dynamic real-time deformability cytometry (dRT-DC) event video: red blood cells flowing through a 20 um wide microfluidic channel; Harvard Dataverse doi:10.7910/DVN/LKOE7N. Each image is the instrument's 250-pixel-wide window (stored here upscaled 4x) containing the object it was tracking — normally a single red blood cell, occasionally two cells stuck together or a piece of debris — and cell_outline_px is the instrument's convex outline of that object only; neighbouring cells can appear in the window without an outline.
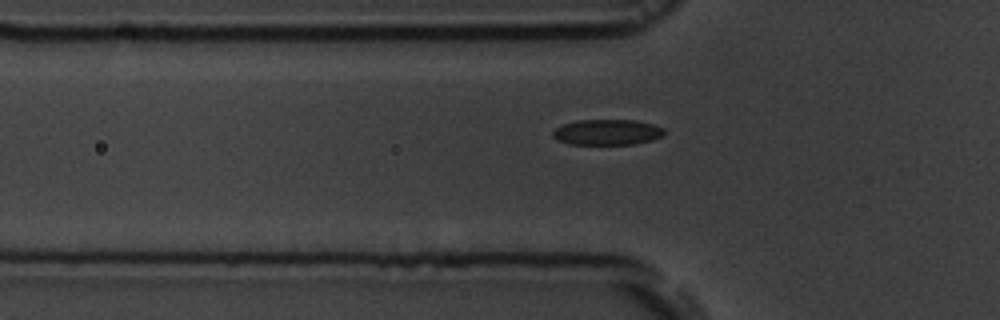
{"species": "common noctule bat (a hibernating species)", "species_latin": "Nyctalus noctula", "temperature_condition": "room temperature", "stored_images_in_passage": 42, "camera_frame_rate_fps": 3000, "um_per_image_px": 0.085, "animal": {"sex": "male", "body_mass_g": 19.5, "forearm_length_mm": 54.6}, "frame": {"image": 1, "passage_image": 9, "time_ms": 2.667, "image_size_px": [1000, 320], "cell_outline_px": [[664, 136], [652, 140], [636, 144], [568, 144], [556, 140], [552, 136], [552, 132], [556, 128], [564, 124], [576, 120], [636, 120], [652, 124], [664, 128]], "centroid_in_image_um": [51.61, 11.24], "position_along_channel_um": 74.2, "area_um2": 16.76}}
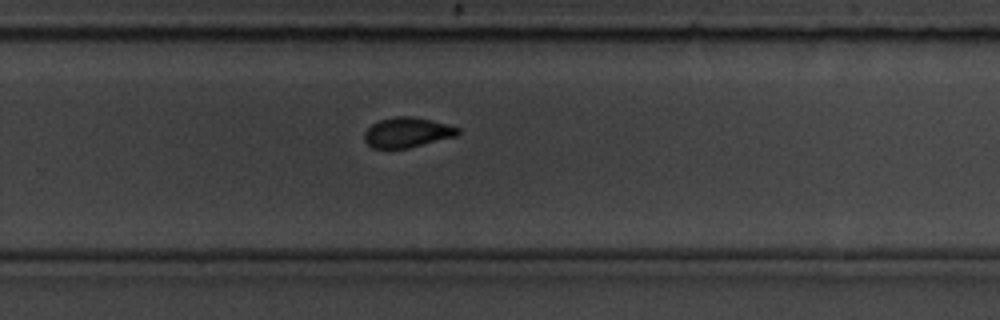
{"frame": {"image": 2, "passage_image": 27, "time_ms": 8.667, "image_size_px": [1000, 320], "cell_outline_px": [[460, 136], [408, 148], [372, 148], [364, 140], [364, 132], [372, 124], [380, 120], [396, 116], [412, 116], [432, 120], [460, 128]], "centroid_in_image_um": [34.65, 11.26], "position_along_channel_um": 295.1, "area_um2": 16.53}}
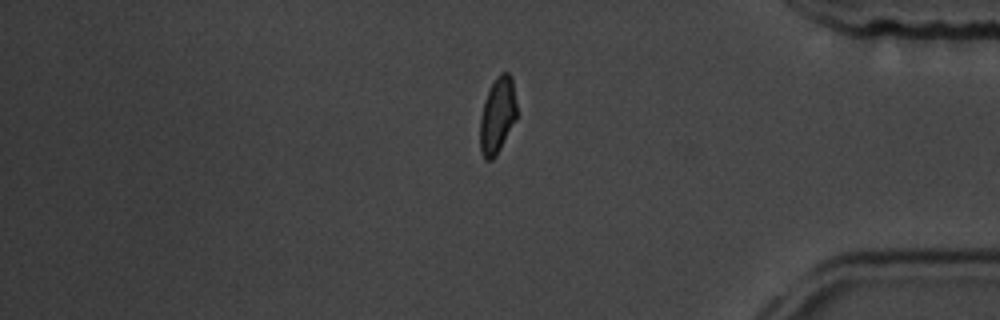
{"frame": {"image": 3, "passage_image": 37, "time_ms": 12.0, "image_size_px": [1000, 320], "cell_outline_px": [[516, 120], [496, 156], [492, 160], [484, 160], [480, 152], [480, 116], [488, 92], [496, 76], [500, 72], [508, 72], [512, 76], [516, 104]], "centroid_in_image_um": [42.28, 9.83], "position_along_channel_um": 392.9, "area_um2": 16.36}, "authors_computed_cell_mechanics": {"area_um2": 16.9932, "velocity_mm_per_s": 3.6818, "shape_relaxation_time_tau1_ms": 4.9544, "shape_relaxation_time_tau2_ms": 0.9156, "deformation_change_tau1": 0.138, "deformation_change_tau2": 0.066}}